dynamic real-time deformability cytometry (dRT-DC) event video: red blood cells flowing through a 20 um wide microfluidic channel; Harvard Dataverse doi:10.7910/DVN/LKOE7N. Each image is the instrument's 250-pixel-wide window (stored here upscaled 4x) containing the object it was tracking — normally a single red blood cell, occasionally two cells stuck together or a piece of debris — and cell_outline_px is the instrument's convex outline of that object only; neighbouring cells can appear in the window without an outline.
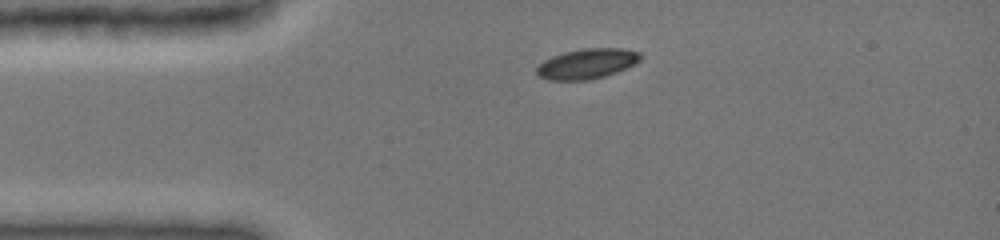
{"species": "common noctule bat (a hibernating species)", "species_latin": "Nyctalus noctula", "temperature_condition": "cold", "stored_images_in_passage": 36, "camera_frame_rate_fps": 3000, "um_per_image_px": 0.085, "animal": {"sex": "female", "body_mass_g": 19.0, "forearm_length_mm": 51.5}, "frame": {"image": 1, "passage_image": 1, "time_ms": 0.0, "image_size_px": [1000, 240], "cell_outline_px": [[644, 56], [640, 60], [616, 72], [604, 76], [588, 80], [548, 80], [536, 76], [536, 68], [544, 60], [552, 56], [564, 52], [580, 48], [624, 48], [640, 52]], "centroid_in_image_um": [49.87, 5.41], "position_along_channel_um": 35.1, "area_um2": 18.32}}
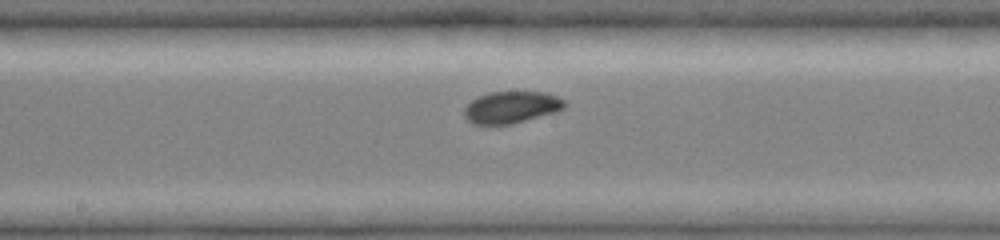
{"frame": {"image": 2, "passage_image": 16, "time_ms": 5.0, "image_size_px": [1000, 240], "cell_outline_px": [[568, 104], [564, 108], [556, 112], [512, 124], [472, 124], [464, 116], [464, 108], [472, 100], [488, 92], [544, 92], [556, 96], [564, 100]], "centroid_in_image_um": [43.48, 9.12], "position_along_channel_um": 204.7, "area_um2": 18.61}}
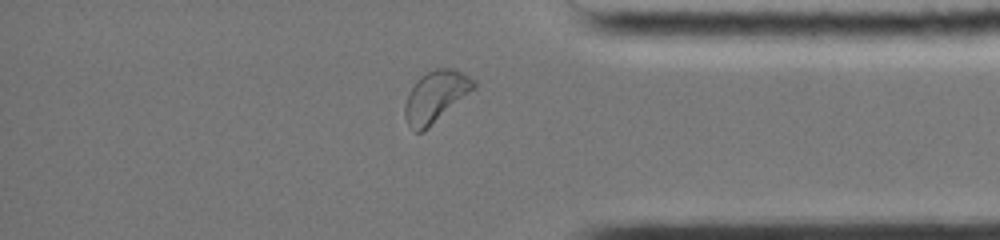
{"frame": {"image": 3, "passage_image": 31, "time_ms": 10.0, "image_size_px": [1000, 240], "cell_outline_px": [[476, 88], [424, 132], [416, 132], [408, 124], [404, 116], [404, 104], [408, 92], [416, 80], [420, 76], [436, 68], [452, 68], [476, 80]], "centroid_in_image_um": [37.02, 8.21], "position_along_channel_um": 398.2, "area_um2": 20.75}, "authors_computed_cell_mechanics": {"area_um2": 18.8139, "velocity_mm_per_s": 3.9628, "shape_relaxation_time_tau1_ms": 2.7796, "shape_relaxation_time_tau2_ms": null, "deformation_change_tau1": 0.0898, "deformation_change_tau2": null}}